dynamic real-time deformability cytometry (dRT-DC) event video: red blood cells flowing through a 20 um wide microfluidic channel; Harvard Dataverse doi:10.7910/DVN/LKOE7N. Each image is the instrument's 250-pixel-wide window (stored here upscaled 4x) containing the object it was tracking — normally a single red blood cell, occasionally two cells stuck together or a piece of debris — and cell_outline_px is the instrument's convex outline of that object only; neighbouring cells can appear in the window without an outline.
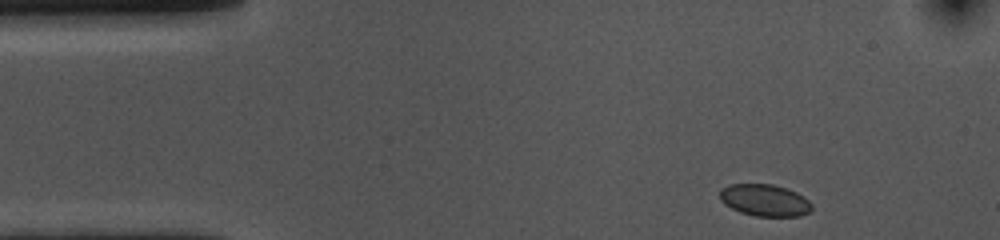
{"species": "common noctule bat (a hibernating species)", "species_latin": "Nyctalus noctula", "temperature_condition": "cold", "stored_images_in_passage": 50, "camera_frame_rate_fps": 3000, "um_per_image_px": 0.085, "animal": {"sex": "female", "body_mass_g": 10.0, "forearm_length_mm": 53.1}, "frame": {"image": 1, "passage_image": 1, "time_ms": 0.0, "image_size_px": [1000, 240], "cell_outline_px": [[812, 208], [808, 212], [800, 216], [756, 216], [740, 212], [724, 204], [720, 200], [720, 188], [728, 184], [772, 184], [796, 192], [804, 196], [812, 204]], "centroid_in_image_um": [64.98, 17.01], "position_along_channel_um": 20.0, "area_um2": 17.11}}
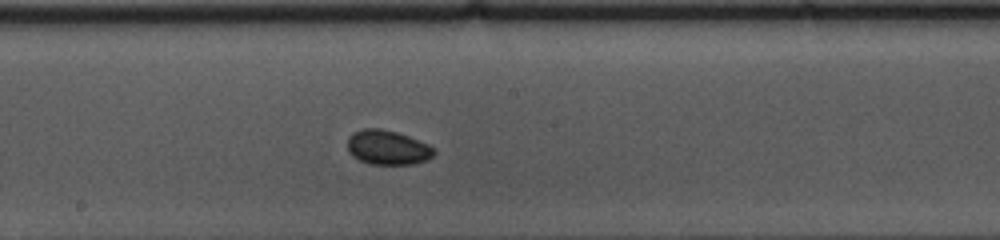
{"frame": {"image": 2, "passage_image": 23, "time_ms": 7.333, "image_size_px": [1000, 240], "cell_outline_px": [[436, 152], [428, 160], [412, 164], [368, 164], [352, 156], [348, 152], [348, 136], [352, 132], [364, 128], [380, 128], [396, 132], [408, 136], [428, 144], [436, 148]], "centroid_in_image_um": [32.94, 12.53], "position_along_channel_um": 215.3, "area_um2": 17.57}}
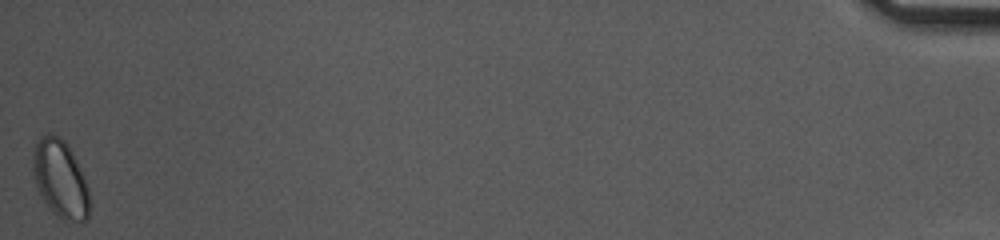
{"frame": {"image": 3, "passage_image": 50, "time_ms": 16.333, "image_size_px": [1000, 240], "cell_outline_px": [[88, 220], [80, 224], [64, 220], [56, 216], [48, 208], [36, 188], [32, 172], [32, 156], [36, 144], [40, 136], [48, 132], [52, 132], [60, 136], [68, 144], [76, 160], [88, 188]], "centroid_in_image_um": [5.09, 15.22], "position_along_channel_um": 430.1, "area_um2": 26.07}}